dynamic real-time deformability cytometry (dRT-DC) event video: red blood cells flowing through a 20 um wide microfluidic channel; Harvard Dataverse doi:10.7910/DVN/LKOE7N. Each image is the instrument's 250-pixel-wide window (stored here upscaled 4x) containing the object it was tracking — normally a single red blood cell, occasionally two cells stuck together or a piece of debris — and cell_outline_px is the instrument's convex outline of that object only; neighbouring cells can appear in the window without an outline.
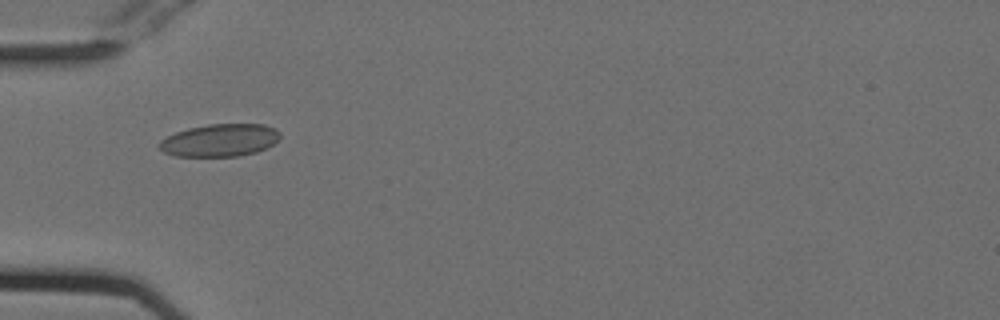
{"species": "Egyptian fruit bat (a non-hibernating species)", "species_latin": "Rousettus aegyptiacus", "temperature_condition": "cold", "stored_images_in_passage": 42, "camera_frame_rate_fps": 3000, "um_per_image_px": 0.085, "animal": {"sex": "female"}, "frame": {"image": 1, "passage_image": 6, "time_ms": 1.667, "image_size_px": [1000, 320], "cell_outline_px": [[280, 136], [268, 148], [256, 152], [240, 156], [176, 156], [164, 152], [156, 144], [160, 140], [176, 132], [188, 128], [208, 124], [264, 124], [276, 128], [280, 132]], "centroid_in_image_um": [18.69, 11.92], "position_along_channel_um": 66.3, "area_um2": 23.0}}
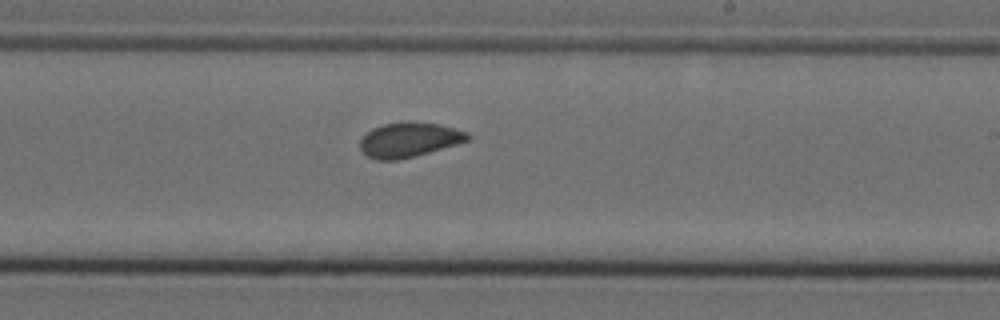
{"frame": {"image": 2, "passage_image": 21, "time_ms": 6.667, "image_size_px": [1000, 320], "cell_outline_px": [[472, 136], [468, 140], [456, 144], [416, 156], [396, 160], [376, 160], [368, 156], [360, 148], [360, 140], [372, 128], [384, 124], [408, 120], [440, 124], [468, 132]], "centroid_in_image_um": [34.79, 11.86], "position_along_channel_um": 254.2, "area_um2": 21.85}}
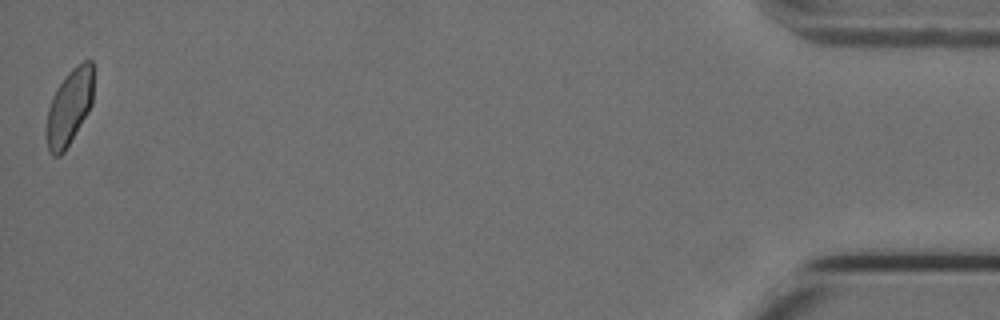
{"frame": {"image": 3, "passage_image": 42, "time_ms": 13.667, "image_size_px": [1000, 320], "cell_outline_px": [[92, 104], [88, 112], [64, 152], [60, 156], [52, 156], [48, 152], [44, 132], [48, 108], [52, 96], [56, 88], [68, 72], [72, 68], [84, 60], [92, 60]], "centroid_in_image_um": [5.84, 9.15], "position_along_channel_um": 429.4, "area_um2": 20.98}, "authors_computed_cell_mechanics": {"area_um2": 21.964, "velocity_mm_per_s": 3.7637, "shape_relaxation_time_tau1_ms": null, "shape_relaxation_time_tau2_ms": 1.2597, "deformation_change_tau1": null, "deformation_change_tau2": 0.0572}}